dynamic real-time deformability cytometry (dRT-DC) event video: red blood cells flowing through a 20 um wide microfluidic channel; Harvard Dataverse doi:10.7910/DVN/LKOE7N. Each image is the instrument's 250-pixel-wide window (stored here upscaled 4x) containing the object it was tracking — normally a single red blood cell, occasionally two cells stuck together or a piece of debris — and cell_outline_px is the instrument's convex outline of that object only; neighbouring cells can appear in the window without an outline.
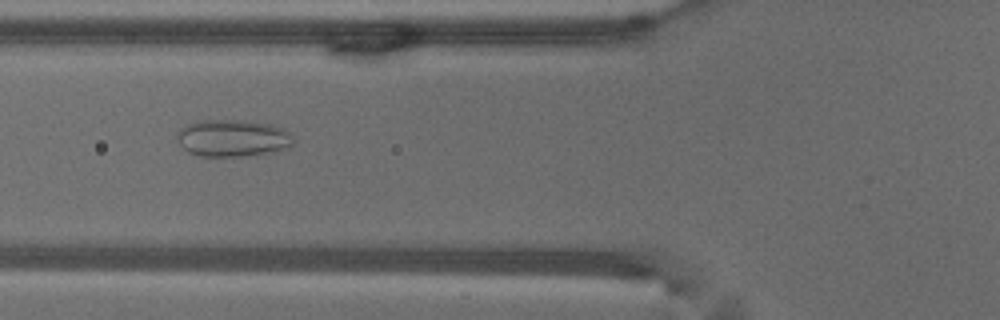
{"species": "common noctule bat (a hibernating species)", "species_latin": "Nyctalus noctula", "temperature_condition": "warm", "stored_images_in_passage": 53, "camera_frame_rate_fps": 3000, "um_per_image_px": 0.085, "animal": {"sex": "male", "body_mass_g": 18.8}, "frame": {"image": 1, "passage_image": 20, "time_ms": 6.333, "image_size_px": [1000, 320], "cell_outline_px": [[292, 148], [276, 152], [244, 156], [200, 156], [188, 152], [176, 140], [176, 132], [184, 124], [196, 120], [244, 120], [268, 124], [292, 132]], "centroid_in_image_um": [19.76, 11.74], "position_along_channel_um": 106.0, "area_um2": 25.61}}
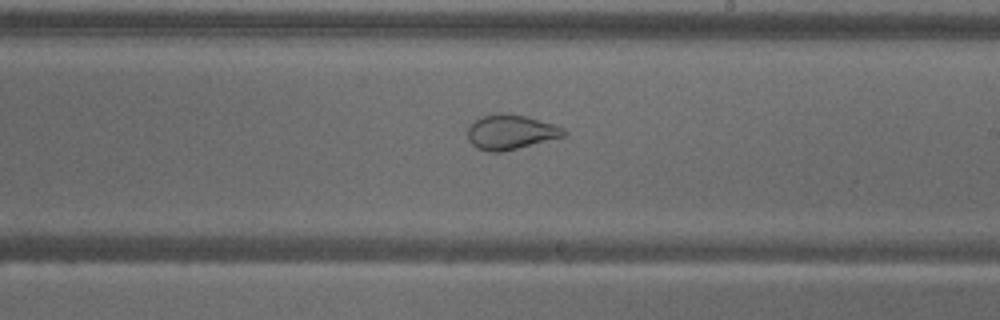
{"frame": {"image": 2, "passage_image": 31, "time_ms": 10.0, "image_size_px": [1000, 320], "cell_outline_px": [[568, 132], [564, 136], [500, 152], [488, 152], [476, 148], [468, 140], [468, 124], [472, 120], [480, 116], [496, 112], [500, 112], [524, 116], [552, 124], [564, 128]], "centroid_in_image_um": [43.33, 11.21], "position_along_channel_um": 245.7, "area_um2": 19.48}}
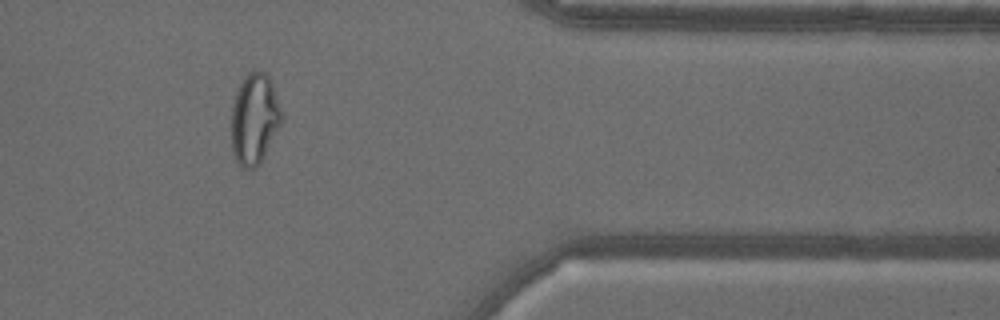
{"frame": {"image": 3, "passage_image": 44, "time_ms": 14.333, "image_size_px": [1000, 320], "cell_outline_px": [[284, 116], [260, 164], [252, 168], [244, 168], [236, 160], [232, 152], [232, 108], [236, 92], [244, 76], [248, 72], [260, 68], [268, 76], [272, 84]], "centroid_in_image_um": [21.63, 10.07], "position_along_channel_um": 389.8, "area_um2": 26.47}}